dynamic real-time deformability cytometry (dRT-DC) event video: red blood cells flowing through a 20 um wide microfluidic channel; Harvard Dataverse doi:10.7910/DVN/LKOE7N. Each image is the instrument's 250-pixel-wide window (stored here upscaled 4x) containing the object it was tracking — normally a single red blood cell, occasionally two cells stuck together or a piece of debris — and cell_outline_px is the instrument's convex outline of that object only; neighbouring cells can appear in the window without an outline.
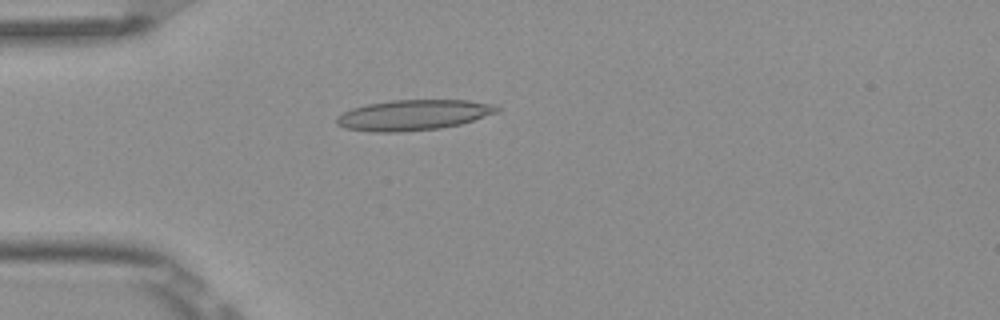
{"species": "Egyptian fruit bat (a non-hibernating species)", "species_latin": "Rousettus aegyptiacus", "temperature_condition": "room temperature", "stored_images_in_passage": 5, "camera_frame_rate_fps": 3000, "um_per_image_px": 0.085, "frame": {"image": 1, "passage_image": 4, "time_ms": 1.0, "image_size_px": [1000, 320], "cell_outline_px": [[500, 112], [460, 124], [440, 128], [400, 132], [372, 132], [344, 128], [336, 124], [336, 116], [352, 108], [368, 104], [392, 100], [468, 100], [496, 104], [500, 108]], "centroid_in_image_um": [35.16, 9.77], "position_along_channel_um": 49.8, "area_um2": 28.67}}